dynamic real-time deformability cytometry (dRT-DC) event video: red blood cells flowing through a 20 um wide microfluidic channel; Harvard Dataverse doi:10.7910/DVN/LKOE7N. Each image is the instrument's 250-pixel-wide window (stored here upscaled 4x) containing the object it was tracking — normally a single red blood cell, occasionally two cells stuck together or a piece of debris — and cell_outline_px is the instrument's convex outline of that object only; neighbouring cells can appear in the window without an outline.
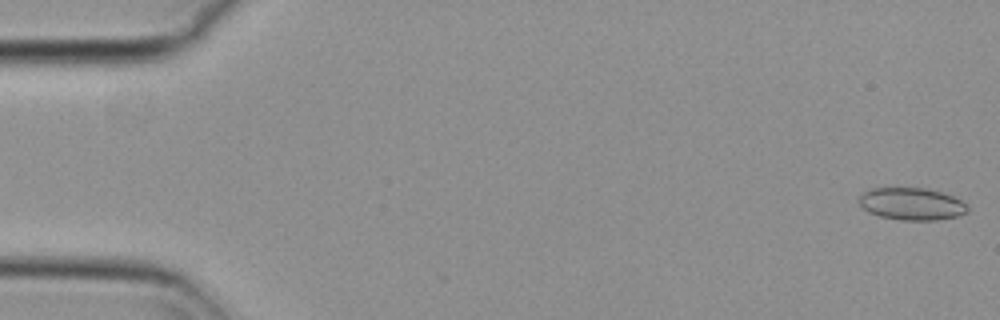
{"species": "common noctule bat (a hibernating species)", "species_latin": "Nyctalus noctula", "temperature_condition": "cold", "stored_images_in_passage": 9, "camera_frame_rate_fps": 3000, "um_per_image_px": 0.085, "animal": {"sex": "female", "body_mass_g": 29.2, "forearm_length_mm": 56.3}, "frame": {"image": 1, "passage_image": 1, "time_ms": 0.0, "image_size_px": [1000, 320], "cell_outline_px": [[968, 212], [960, 216], [936, 220], [900, 220], [880, 216], [868, 212], [856, 200], [864, 192], [872, 188], [928, 188], [944, 192], [960, 200], [968, 208]], "centroid_in_image_um": [77.49, 17.33], "position_along_channel_um": 7.5, "area_um2": 20.52}}